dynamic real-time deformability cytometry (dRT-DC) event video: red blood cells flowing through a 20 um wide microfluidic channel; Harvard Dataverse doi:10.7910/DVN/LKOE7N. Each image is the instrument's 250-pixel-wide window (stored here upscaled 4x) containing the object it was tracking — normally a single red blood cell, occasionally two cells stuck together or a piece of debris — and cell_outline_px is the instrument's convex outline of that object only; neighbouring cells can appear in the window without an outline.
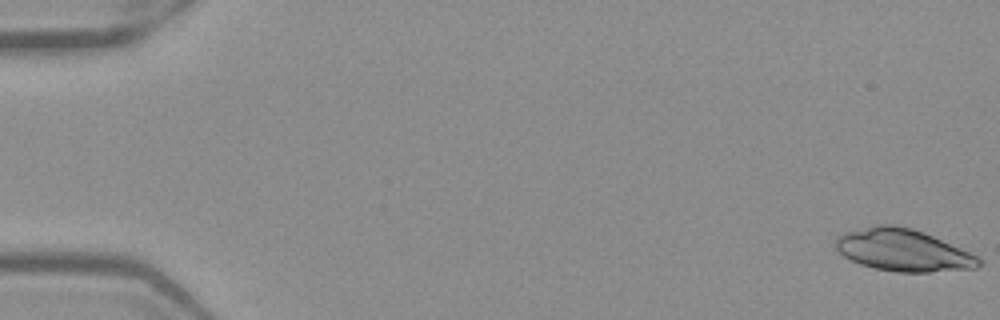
{"species": "Egyptian fruit bat (a non-hibernating species)", "species_latin": "Rousettus aegyptiacus", "temperature_condition": "warm", "stored_images_in_passage": 52, "camera_frame_rate_fps": 3000, "um_per_image_px": 0.085, "frame": {"image": 1, "passage_image": 1, "time_ms": 0.0, "image_size_px": [1000, 320], "cell_outline_px": [[984, 264], [976, 268], [928, 272], [896, 272], [876, 268], [860, 264], [844, 256], [836, 248], [836, 236], [844, 232], [876, 224], [892, 224], [912, 228], [924, 232], [980, 256]], "centroid_in_image_um": [76.8, 21.26], "position_along_channel_um": 8.2, "area_um2": 35.32}}
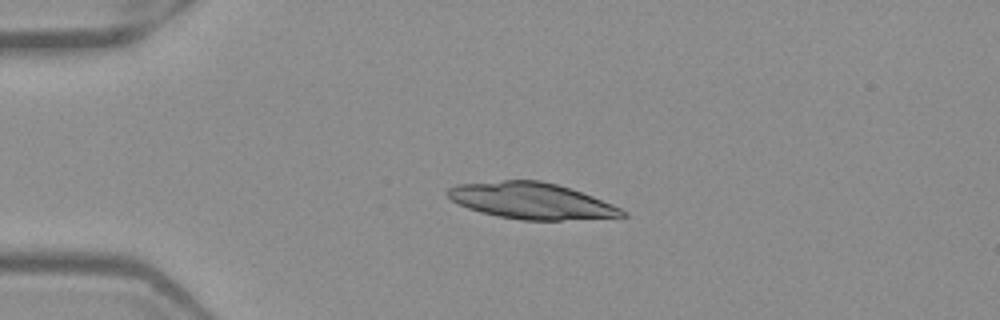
{"frame": {"image": 2, "passage_image": 13, "time_ms": 4.0, "image_size_px": [1000, 320], "cell_outline_px": [[628, 216], [560, 220], [524, 220], [496, 216], [480, 212], [468, 208], [452, 200], [448, 196], [448, 188], [456, 184], [504, 180], [540, 180], [556, 184], [592, 196], [612, 204], [628, 212]], "centroid_in_image_um": [45.16, 17.07], "position_along_channel_um": 39.8, "area_um2": 36.59}}